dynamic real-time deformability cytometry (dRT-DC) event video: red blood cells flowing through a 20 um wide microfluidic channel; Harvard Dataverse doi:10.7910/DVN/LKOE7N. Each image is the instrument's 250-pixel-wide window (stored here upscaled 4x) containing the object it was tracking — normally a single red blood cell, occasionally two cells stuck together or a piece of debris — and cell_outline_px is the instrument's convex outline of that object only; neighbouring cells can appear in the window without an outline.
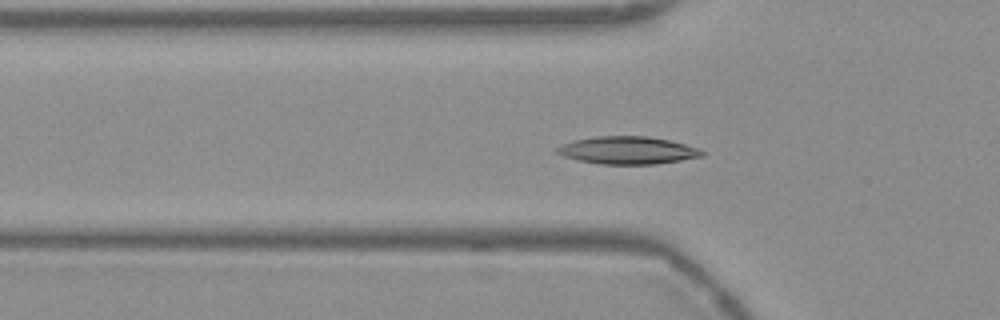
{"species": "Egyptian fruit bat (a non-hibernating species)", "species_latin": "Rousettus aegyptiacus", "temperature_condition": "warm", "stored_images_in_passage": 55, "camera_frame_rate_fps": 3000, "um_per_image_px": 0.085, "frame": {"image": 1, "passage_image": 18, "time_ms": 5.667, "image_size_px": [1000, 320], "cell_outline_px": [[704, 156], [656, 164], [600, 164], [576, 160], [564, 156], [556, 152], [556, 148], [564, 144], [576, 140], [596, 136], [648, 136], [668, 140], [700, 148], [704, 152]], "centroid_in_image_um": [53.37, 12.78], "position_along_channel_um": 72.4, "area_um2": 23.18}}
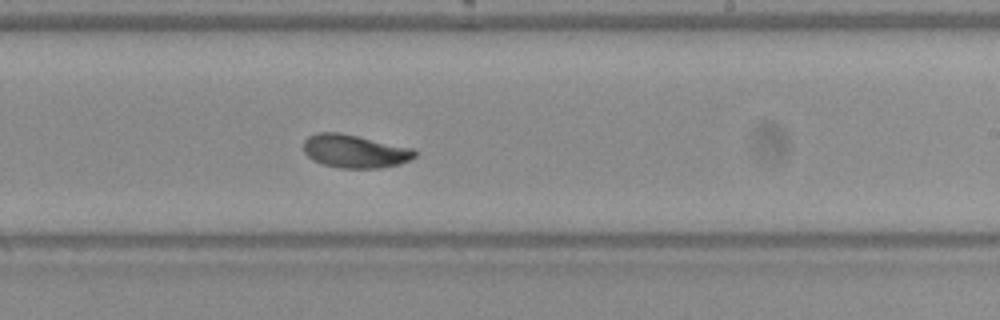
{"frame": {"image": 2, "passage_image": 33, "time_ms": 10.667, "image_size_px": [1000, 320], "cell_outline_px": [[416, 156], [400, 164], [380, 168], [340, 168], [320, 164], [312, 160], [304, 152], [304, 140], [308, 136], [316, 132], [340, 132], [412, 148], [416, 152]], "centroid_in_image_um": [30.11, 12.85], "position_along_channel_um": 258.9, "area_um2": 21.62}}
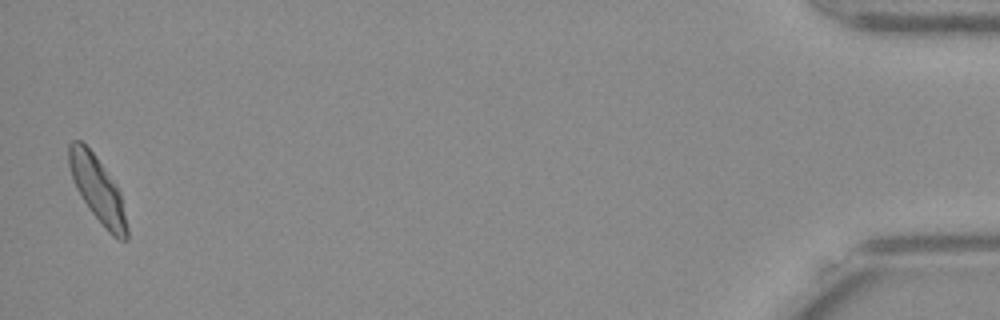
{"frame": {"image": 3, "passage_image": 54, "time_ms": 17.667, "image_size_px": [1000, 320], "cell_outline_px": [[128, 240], [116, 240], [108, 232], [88, 208], [76, 188], [72, 180], [68, 164], [68, 144], [72, 140], [80, 140], [92, 152], [116, 184], [120, 192], [128, 228]], "centroid_in_image_um": [8.29, 16.13], "position_along_channel_um": 426.9, "area_um2": 22.14}, "authors_computed_cell_mechanics": {"area_um2": 21.8484, "velocity_mm_per_s": 3.7153, "shape_relaxation_time_tau1_ms": 4.2787, "shape_relaxation_time_tau2_ms": 3.0599, "deformation_change_tau1": 0.1424, "deformation_change_tau2": 0.0608}}